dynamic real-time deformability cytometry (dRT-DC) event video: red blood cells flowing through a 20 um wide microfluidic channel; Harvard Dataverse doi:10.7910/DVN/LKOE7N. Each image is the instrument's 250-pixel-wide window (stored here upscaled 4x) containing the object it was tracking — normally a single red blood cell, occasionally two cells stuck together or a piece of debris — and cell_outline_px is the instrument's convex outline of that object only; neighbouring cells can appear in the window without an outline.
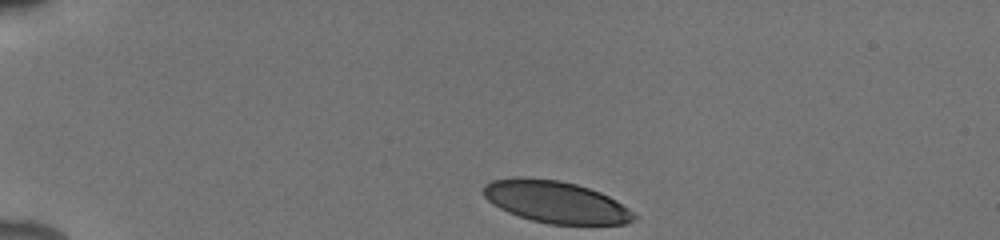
{"species": "human", "species_latin": "Homo sapiens", "temperature_condition": "cold", "stored_images_in_passage": 36, "camera_frame_rate_fps": 3000, "um_per_image_px": 0.085, "donor": {"sex": "male"}, "frame": {"image": 1, "passage_image": 1, "time_ms": 0.0, "image_size_px": [1000, 240], "cell_outline_px": [[636, 220], [624, 224], [548, 224], [532, 220], [508, 212], [492, 204], [484, 196], [484, 184], [492, 180], [516, 176], [520, 176], [560, 180], [576, 184], [600, 192], [616, 200], [628, 208], [636, 216]], "centroid_in_image_um": [47.22, 17.15], "position_along_channel_um": 37.8, "area_um2": 36.82}}
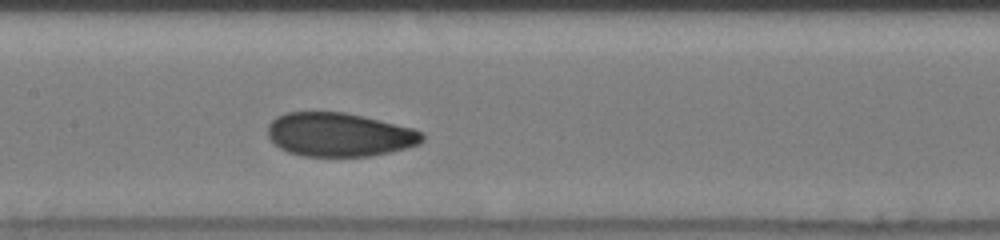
{"frame": {"image": 2, "passage_image": 17, "time_ms": 5.333, "image_size_px": [1000, 240], "cell_outline_px": [[424, 140], [420, 144], [388, 152], [368, 156], [304, 156], [288, 152], [280, 148], [268, 136], [268, 124], [276, 116], [288, 112], [344, 112], [412, 128], [424, 132]], "centroid_in_image_um": [28.83, 11.44], "position_along_channel_um": 178.6, "area_um2": 39.13}}
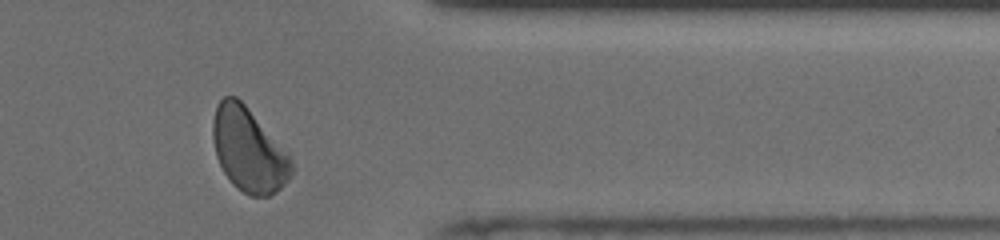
{"frame": {"image": 3, "passage_image": 34, "time_ms": 11.0, "image_size_px": [1000, 240], "cell_outline_px": [[296, 168], [288, 180], [276, 192], [268, 196], [252, 196], [236, 188], [232, 184], [224, 172], [216, 156], [212, 136], [212, 124], [216, 104], [224, 96], [236, 96], [244, 104], [292, 156]], "centroid_in_image_um": [21.16, 12.75], "position_along_channel_um": 390.2, "area_um2": 38.67}, "authors_computed_cell_mechanics": {"area_um2": 39.2173, "velocity_mm_per_s": 3.8768, "shape_relaxation_time_tau1_ms": 3.1405, "shape_relaxation_time_tau2_ms": 1.4188, "deformation_change_tau1": 0.12, "deformation_change_tau2": 0.0655}}